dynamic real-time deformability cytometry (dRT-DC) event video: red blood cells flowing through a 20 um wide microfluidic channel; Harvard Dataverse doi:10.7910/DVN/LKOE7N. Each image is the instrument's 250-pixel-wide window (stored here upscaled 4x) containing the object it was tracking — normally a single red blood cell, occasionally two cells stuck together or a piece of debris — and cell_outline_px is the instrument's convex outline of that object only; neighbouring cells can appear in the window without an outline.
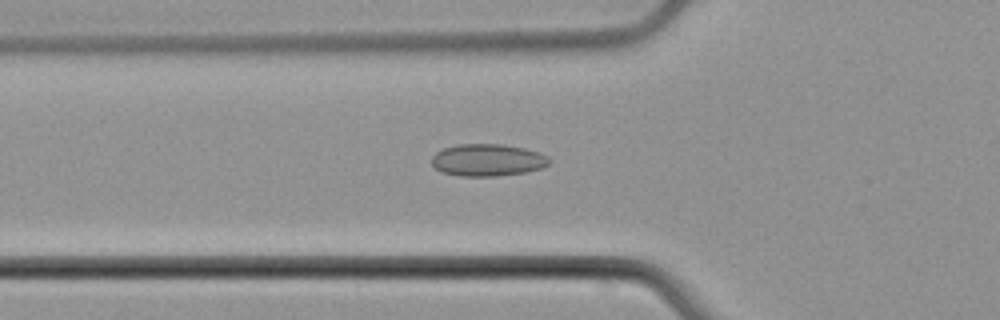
{"species": "common noctule bat (a hibernating species)", "species_latin": "Nyctalus noctula", "temperature_condition": "cold", "stored_images_in_passage": 53, "camera_frame_rate_fps": 3000, "um_per_image_px": 0.085, "animal": {"sex": "male", "body_mass_g": 21.5, "forearm_length_mm": 52.0}, "frame": {"image": 1, "passage_image": 18, "time_ms": 5.667, "image_size_px": [1000, 320], "cell_outline_px": [[552, 160], [548, 164], [540, 168], [528, 172], [492, 176], [460, 176], [440, 172], [432, 164], [432, 156], [436, 152], [444, 148], [456, 144], [504, 144], [524, 148], [548, 156]], "centroid_in_image_um": [41.43, 13.6], "position_along_channel_um": 84.4, "area_um2": 22.08}}
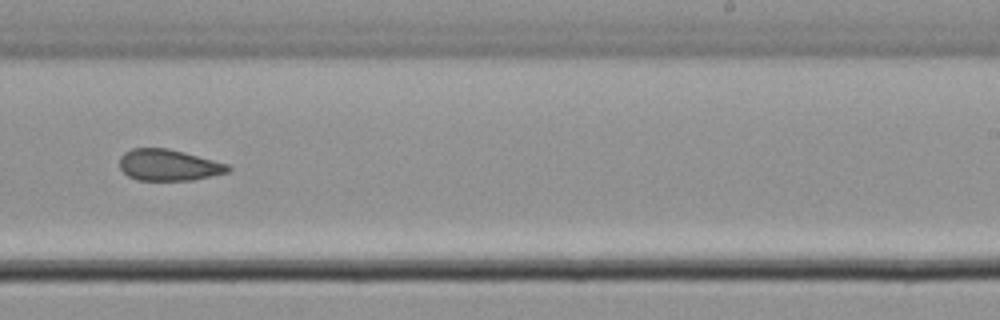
{"frame": {"image": 2, "passage_image": 33, "time_ms": 10.667, "image_size_px": [1000, 320], "cell_outline_px": [[232, 168], [228, 172], [192, 180], [136, 180], [128, 176], [120, 168], [120, 156], [124, 152], [132, 148], [168, 148], [184, 152], [228, 164]], "centroid_in_image_um": [14.31, 14.03], "position_along_channel_um": 274.7, "area_um2": 19.77}}
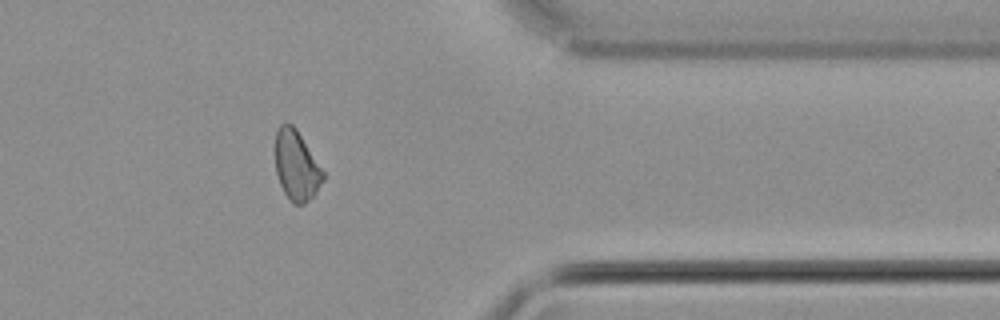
{"frame": {"image": 3, "passage_image": 43, "time_ms": 14.0, "image_size_px": [1000, 320], "cell_outline_px": [[324, 180], [316, 192], [304, 204], [292, 204], [284, 192], [280, 184], [276, 172], [276, 132], [280, 124], [292, 124], [296, 128], [324, 172]], "centroid_in_image_um": [25.2, 14.09], "position_along_channel_um": 386.2, "area_um2": 19.19}, "authors_computed_cell_mechanics": {"area_um2": 20.4612, "velocity_mm_per_s": 3.7979, "shape_relaxation_time_tau1_ms": null, "shape_relaxation_time_tau2_ms": 3.6608, "deformation_change_tau1": null, "deformation_change_tau2": 0.0974}}